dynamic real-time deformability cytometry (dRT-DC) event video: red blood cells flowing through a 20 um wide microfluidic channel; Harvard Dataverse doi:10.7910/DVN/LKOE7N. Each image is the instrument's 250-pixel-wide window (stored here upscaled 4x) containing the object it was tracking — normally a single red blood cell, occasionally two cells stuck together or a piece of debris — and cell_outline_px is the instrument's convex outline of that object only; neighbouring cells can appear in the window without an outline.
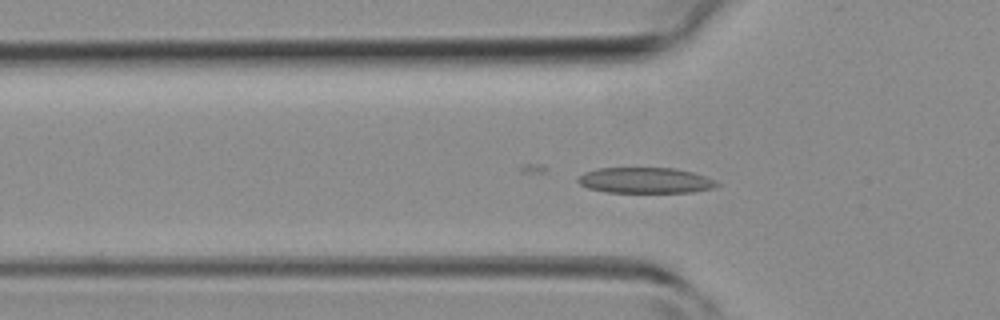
{"species": "common noctule bat (a hibernating species)", "species_latin": "Nyctalus noctula", "temperature_condition": "room temperature", "stored_images_in_passage": 35, "camera_frame_rate_fps": 3000, "um_per_image_px": 0.085, "animal": {"sex": "female", "body_mass_g": 19.3, "forearm_length_mm": 54.1}, "frame": {"image": 1, "passage_image": 13, "time_ms": 4.0, "image_size_px": [1000, 320], "cell_outline_px": [[720, 184], [712, 188], [692, 192], [608, 192], [588, 188], [580, 184], [576, 180], [584, 172], [596, 168], [676, 168], [692, 172], [716, 180]], "centroid_in_image_um": [54.84, 15.33], "position_along_channel_um": 71.0, "area_um2": 20.75}}
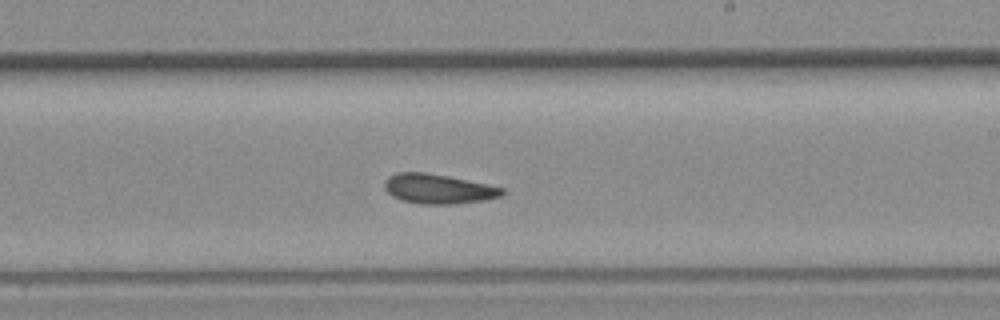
{"frame": {"image": 2, "passage_image": 25, "time_ms": 8.0, "image_size_px": [1000, 320], "cell_outline_px": [[504, 192], [500, 196], [484, 200], [452, 204], [420, 204], [400, 200], [392, 196], [384, 188], [384, 180], [388, 176], [396, 172], [424, 172], [448, 176], [488, 184], [504, 188]], "centroid_in_image_um": [37.21, 16.05], "position_along_channel_um": 251.8, "area_um2": 20.4}}
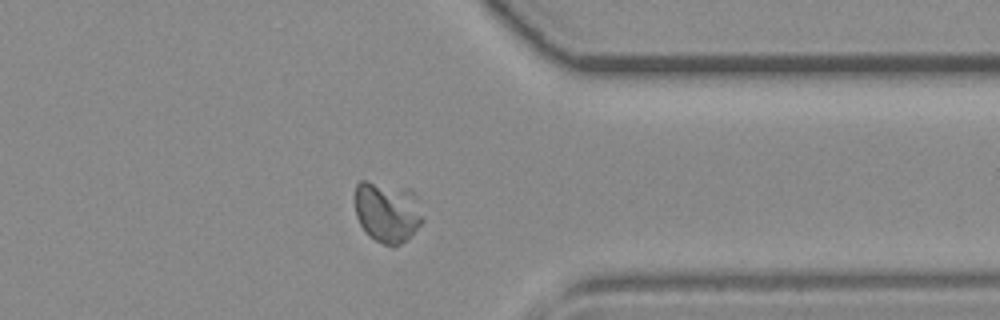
{"frame": {"image": 3, "passage_image": 34, "time_ms": 11.0, "image_size_px": [1000, 320], "cell_outline_px": [[424, 220], [408, 240], [392, 248], [368, 236], [360, 224], [356, 216], [356, 184], [360, 180], [368, 180], [408, 188], [416, 192]], "centroid_in_image_um": [32.95, 18.01], "position_along_channel_um": 378.4, "area_um2": 24.68}}